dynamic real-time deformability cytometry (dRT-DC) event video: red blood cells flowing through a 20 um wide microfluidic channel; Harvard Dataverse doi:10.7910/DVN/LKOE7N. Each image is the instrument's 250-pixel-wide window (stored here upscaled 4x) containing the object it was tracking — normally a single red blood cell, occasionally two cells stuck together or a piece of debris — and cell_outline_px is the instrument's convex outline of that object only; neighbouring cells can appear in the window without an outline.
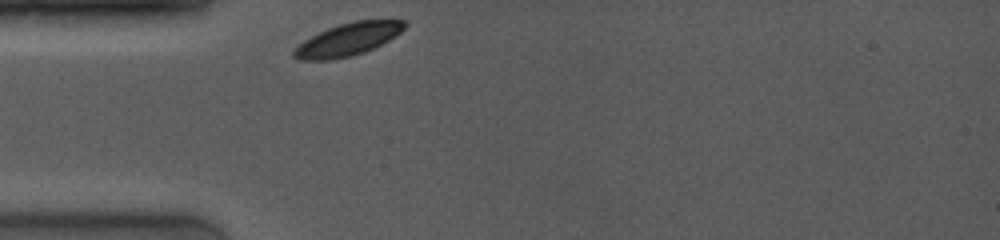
{"species": "common noctule bat (a hibernating species)", "species_latin": "Nyctalus noctula", "temperature_condition": "room temperature", "stored_images_in_passage": 1, "camera_frame_rate_fps": 4000, "um_per_image_px": 0.085, "animal": {"sex": "female", "body_mass_g": 19.0, "forearm_length_mm": 53.3}, "frame": {"image": 1, "passage_image": 1, "time_ms": 0.0, "image_size_px": [1000, 240], "cell_outline_px": [[408, 24], [400, 32], [388, 40], [364, 52], [352, 56], [328, 60], [300, 60], [292, 56], [292, 52], [304, 40], [328, 28], [340, 24], [356, 20], [404, 20]], "centroid_in_image_um": [29.57, 3.35], "position_along_channel_um": 55.4, "area_um2": 20.69}}